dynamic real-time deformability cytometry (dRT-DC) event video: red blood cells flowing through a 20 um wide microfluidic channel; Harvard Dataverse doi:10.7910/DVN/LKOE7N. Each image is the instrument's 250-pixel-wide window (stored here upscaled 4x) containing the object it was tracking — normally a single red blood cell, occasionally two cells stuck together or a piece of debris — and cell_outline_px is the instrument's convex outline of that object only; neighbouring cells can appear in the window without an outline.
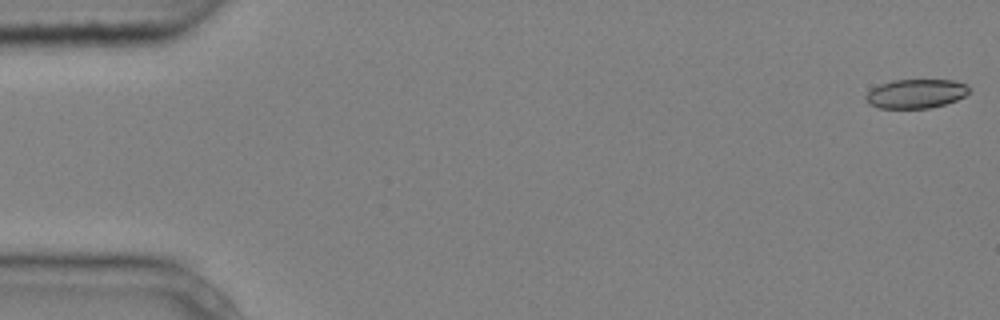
{"species": "common noctule bat (a hibernating species)", "species_latin": "Nyctalus noctula", "temperature_condition": "cold", "stored_images_in_passage": 5, "camera_frame_rate_fps": 3000, "um_per_image_px": 0.085, "animal": {"sex": "male", "body_mass_g": 20.4}, "frame": {"image": 1, "passage_image": 1, "time_ms": 0.0, "image_size_px": [1000, 320], "cell_outline_px": [[968, 92], [964, 96], [956, 100], [944, 104], [928, 108], [880, 108], [868, 104], [864, 100], [864, 96], [872, 88], [880, 84], [892, 80], [952, 80], [968, 84]], "centroid_in_image_um": [77.81, 7.96], "position_along_channel_um": 7.2, "area_um2": 17.51}}
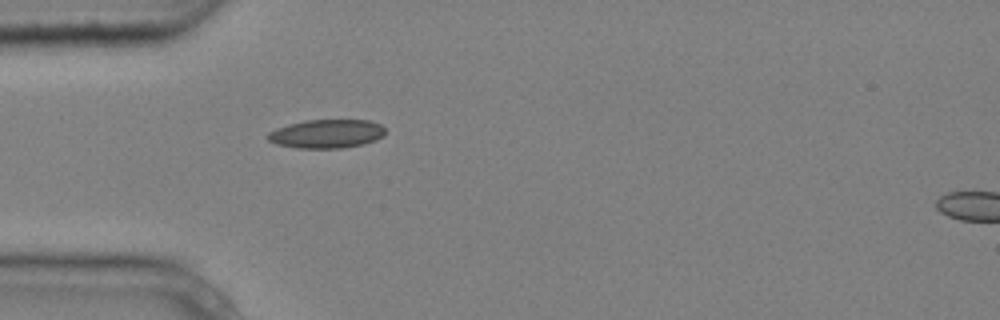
{"frame": {"image": 2, "passage_image": 4, "time_ms": 1.0, "image_size_px": [1000, 320], "cell_outline_px": [[384, 136], [376, 140], [364, 144], [340, 148], [296, 148], [276, 144], [268, 140], [264, 136], [268, 132], [276, 128], [288, 124], [304, 120], [368, 120], [380, 124], [384, 128]], "centroid_in_image_um": [27.72, 11.37], "position_along_channel_um": 57.3, "area_um2": 19.83}}